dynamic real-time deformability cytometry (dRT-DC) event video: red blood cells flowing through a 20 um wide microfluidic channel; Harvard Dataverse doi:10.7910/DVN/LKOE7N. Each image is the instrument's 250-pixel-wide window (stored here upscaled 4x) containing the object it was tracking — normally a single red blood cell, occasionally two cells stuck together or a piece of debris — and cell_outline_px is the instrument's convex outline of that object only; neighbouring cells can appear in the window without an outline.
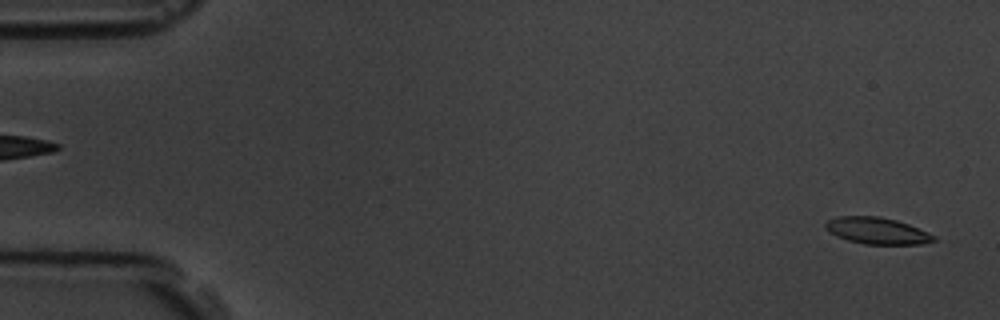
{"species": "common noctule bat (a hibernating species)", "species_latin": "Nyctalus noctula", "temperature_condition": "room temperature", "stored_images_in_passage": 57, "camera_frame_rate_fps": 3000, "um_per_image_px": 0.085, "animal": {"sex": "male", "body_mass_g": 19.5, "forearm_length_mm": 54.6}, "frame": {"image": 1, "passage_image": 2, "time_ms": 0.333, "image_size_px": [1000, 320], "cell_outline_px": [[936, 240], [920, 244], [864, 244], [848, 240], [836, 236], [824, 228], [824, 224], [828, 220], [836, 216], [880, 216], [896, 220], [908, 224], [928, 232], [936, 236]], "centroid_in_image_um": [74.53, 19.61], "position_along_channel_um": 10.5, "area_um2": 16.82}}
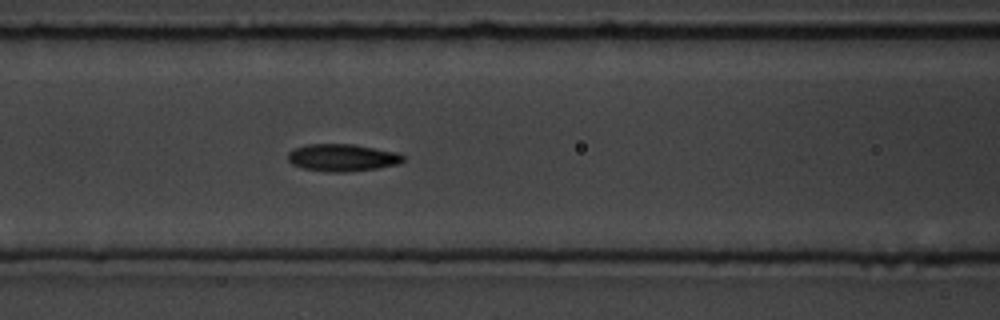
{"frame": {"image": 2, "passage_image": 24, "time_ms": 7.667, "image_size_px": [1000, 320], "cell_outline_px": [[404, 160], [400, 164], [376, 168], [348, 172], [328, 172], [304, 168], [292, 164], [288, 160], [288, 152], [292, 148], [308, 144], [352, 144], [400, 152], [404, 156]], "centroid_in_image_um": [29.11, 13.39], "position_along_channel_um": 137.5, "area_um2": 18.5}}
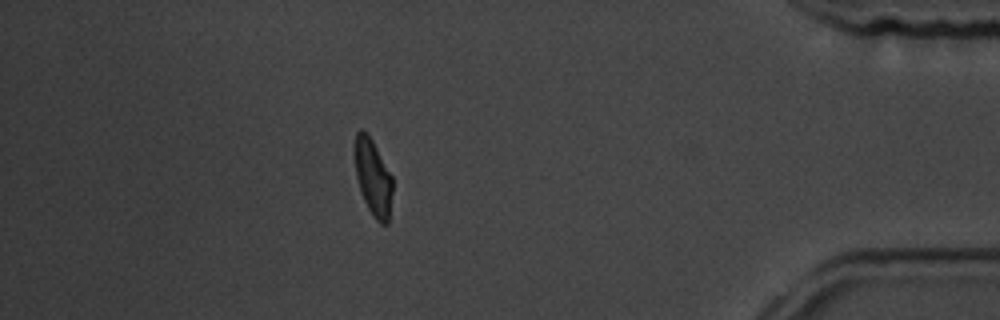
{"frame": {"image": 3, "passage_image": 50, "time_ms": 16.333, "image_size_px": [1000, 320], "cell_outline_px": [[392, 192], [388, 224], [380, 224], [372, 216], [364, 200], [356, 176], [352, 152], [356, 132], [360, 128], [372, 140], [392, 176]], "centroid_in_image_um": [31.67, 15.07], "position_along_channel_um": 403.5, "area_um2": 16.99}, "authors_computed_cell_mechanics": {"area_um2": 17.5712, "velocity_mm_per_s": 3.5909, "shape_relaxation_time_tau1_ms": 3.664, "shape_relaxation_time_tau2_ms": 1.8514, "deformation_change_tau1": 0.1484, "deformation_change_tau2": 0.0757}}